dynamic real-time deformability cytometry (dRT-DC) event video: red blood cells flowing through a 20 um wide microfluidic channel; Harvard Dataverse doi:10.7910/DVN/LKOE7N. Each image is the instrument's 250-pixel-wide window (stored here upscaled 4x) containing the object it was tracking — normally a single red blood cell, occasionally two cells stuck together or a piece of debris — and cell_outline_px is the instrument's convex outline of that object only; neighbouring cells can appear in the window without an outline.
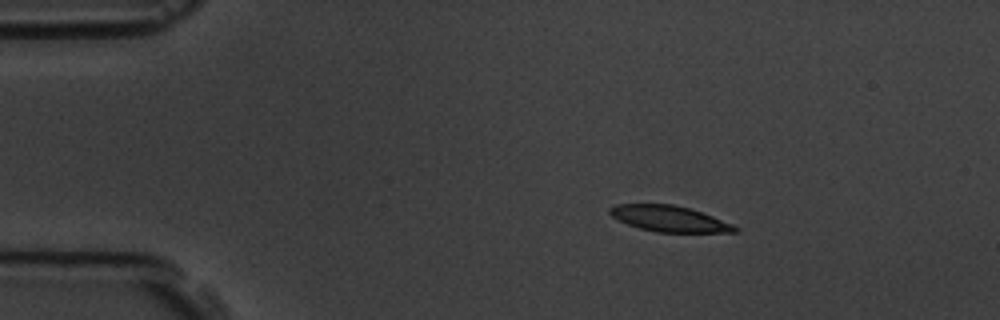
{"species": "common noctule bat (a hibernating species)", "species_latin": "Nyctalus noctula", "temperature_condition": "room temperature", "stored_images_in_passage": 4, "camera_frame_rate_fps": 3000, "um_per_image_px": 0.085, "animal": {"sex": "male", "body_mass_g": 19.5, "forearm_length_mm": 54.6}, "frame": {"image": 1, "passage_image": 2, "time_ms": 1.333, "image_size_px": [1000, 320], "cell_outline_px": [[740, 228], [736, 232], [656, 232], [640, 228], [628, 224], [612, 216], [608, 212], [608, 208], [616, 204], [672, 204], [692, 208], [732, 224]], "centroid_in_image_um": [56.89, 18.58], "position_along_channel_um": 28.1, "area_um2": 18.84}}
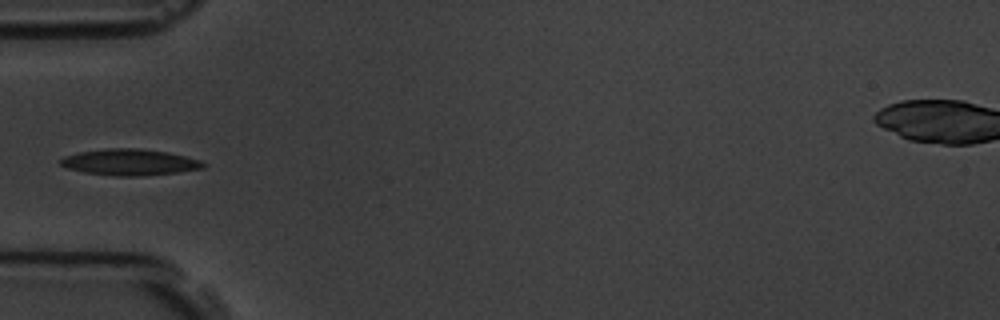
{"frame": {"image": 2, "passage_image": 4, "time_ms": 4.333, "image_size_px": [1000, 320], "cell_outline_px": [[208, 164], [204, 168], [176, 172], [144, 176], [116, 176], [84, 172], [68, 168], [60, 164], [60, 160], [64, 156], [76, 152], [104, 148], [140, 148], [168, 152], [200, 160]], "centroid_in_image_um": [11.02, 13.78], "position_along_channel_um": 74.0, "area_um2": 21.96}}